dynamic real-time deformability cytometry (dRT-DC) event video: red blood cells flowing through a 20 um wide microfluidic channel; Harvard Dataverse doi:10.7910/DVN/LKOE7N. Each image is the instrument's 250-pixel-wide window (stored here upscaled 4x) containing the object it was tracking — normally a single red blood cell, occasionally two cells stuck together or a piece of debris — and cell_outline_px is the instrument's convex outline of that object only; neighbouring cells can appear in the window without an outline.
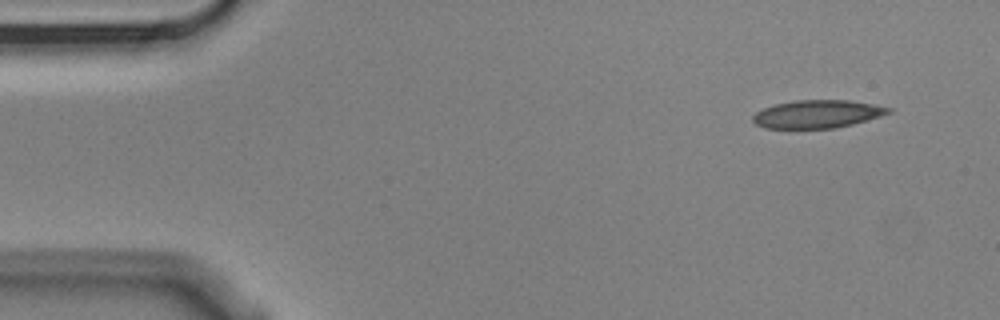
{"species": "Egyptian fruit bat (a non-hibernating species)", "species_latin": "Rousettus aegyptiacus", "temperature_condition": "cold", "stored_images_in_passage": 4, "camera_frame_rate_fps": 3000, "um_per_image_px": 0.085, "animal": {"sex": "male"}, "frame": {"image": 1, "passage_image": 1, "time_ms": 0.0, "image_size_px": [1000, 320], "cell_outline_px": [[892, 112], [880, 116], [852, 124], [836, 128], [764, 128], [756, 124], [752, 120], [752, 116], [756, 112], [764, 108], [776, 104], [796, 100], [848, 100], [872, 104], [892, 108]], "centroid_in_image_um": [69.46, 9.69], "position_along_channel_um": 15.5, "area_um2": 21.96}}
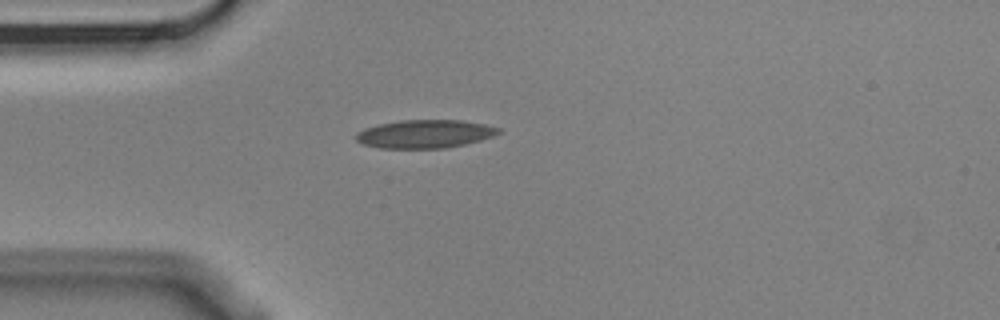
{"frame": {"image": 2, "passage_image": 4, "time_ms": 1.0, "image_size_px": [1000, 320], "cell_outline_px": [[500, 132], [492, 136], [480, 140], [464, 144], [444, 148], [376, 148], [364, 144], [356, 140], [356, 136], [364, 128], [380, 124], [400, 120], [460, 120], [484, 124], [500, 128]], "centroid_in_image_um": [36.11, 11.38], "position_along_channel_um": 48.9, "area_um2": 23.24}}